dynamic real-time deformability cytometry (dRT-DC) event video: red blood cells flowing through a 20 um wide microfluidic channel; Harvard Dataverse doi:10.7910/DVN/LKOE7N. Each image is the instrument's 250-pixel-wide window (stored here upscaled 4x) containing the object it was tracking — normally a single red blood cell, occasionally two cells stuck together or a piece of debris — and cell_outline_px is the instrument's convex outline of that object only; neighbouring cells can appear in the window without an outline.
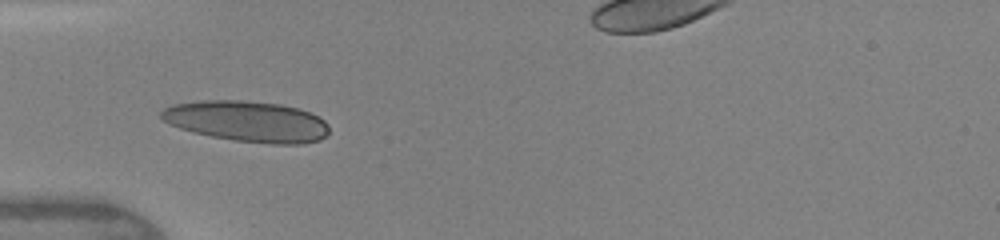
{"species": "human", "species_latin": "Homo sapiens", "temperature_condition": "warm", "stored_images_in_passage": 40, "camera_frame_rate_fps": 3000, "um_per_image_px": 0.085, "donor": {"sex": "female"}, "frame": {"image": 1, "passage_image": 1, "time_ms": 0.0, "image_size_px": [1000, 240], "cell_outline_px": [[328, 132], [320, 140], [300, 144], [272, 144], [236, 140], [212, 136], [192, 132], [180, 128], [164, 120], [160, 116], [160, 112], [164, 108], [172, 104], [200, 100], [240, 100], [280, 104], [300, 108], [320, 116], [328, 124]], "centroid_in_image_um": [21.03, 10.3], "position_along_channel_um": 64.0, "area_um2": 40.0}}
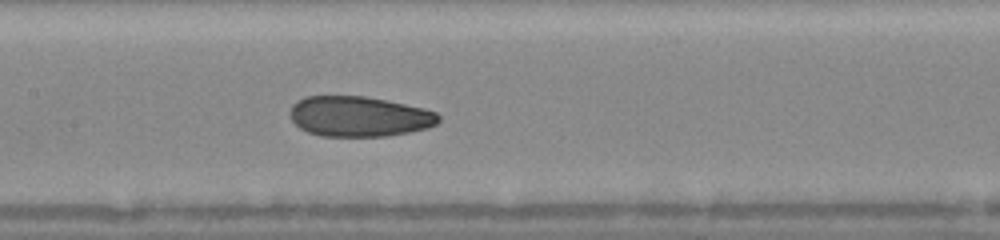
{"frame": {"image": 2, "passage_image": 9, "time_ms": 2.667, "image_size_px": [1000, 240], "cell_outline_px": [[440, 120], [436, 124], [428, 128], [388, 136], [320, 136], [308, 132], [300, 128], [292, 120], [288, 112], [292, 104], [296, 100], [304, 96], [364, 96], [424, 108], [436, 112], [440, 116]], "centroid_in_image_um": [30.49, 9.9], "position_along_channel_um": 176.9, "area_um2": 35.03}}
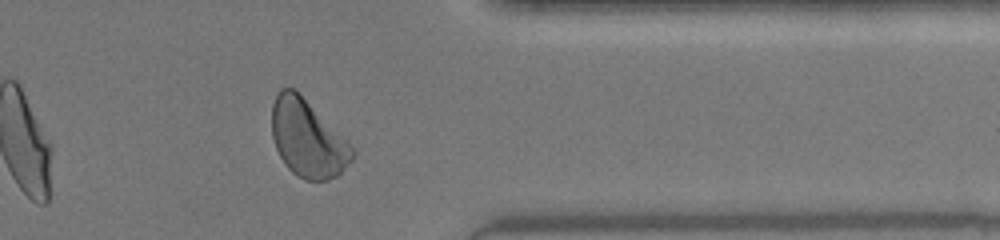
{"frame": {"image": 3, "passage_image": 28, "time_ms": 7.667, "image_size_px": [1000, 240], "cell_outline_px": [[356, 152], [352, 160], [336, 176], [328, 180], [304, 180], [292, 172], [288, 168], [280, 156], [276, 148], [272, 136], [272, 104], [280, 88], [296, 88], [348, 140]], "centroid_in_image_um": [26.16, 11.74], "position_along_channel_um": 385.2, "area_um2": 36.47}, "authors_computed_cell_mechanics": {"area_um2": 35.5181, "velocity_mm_per_s": 4.3148, "shape_relaxation_time_tau1_ms": 6.4303, "shape_relaxation_time_tau2_ms": 1.2598, "deformation_change_tau1": 0.1836, "deformation_change_tau2": 0.07}}